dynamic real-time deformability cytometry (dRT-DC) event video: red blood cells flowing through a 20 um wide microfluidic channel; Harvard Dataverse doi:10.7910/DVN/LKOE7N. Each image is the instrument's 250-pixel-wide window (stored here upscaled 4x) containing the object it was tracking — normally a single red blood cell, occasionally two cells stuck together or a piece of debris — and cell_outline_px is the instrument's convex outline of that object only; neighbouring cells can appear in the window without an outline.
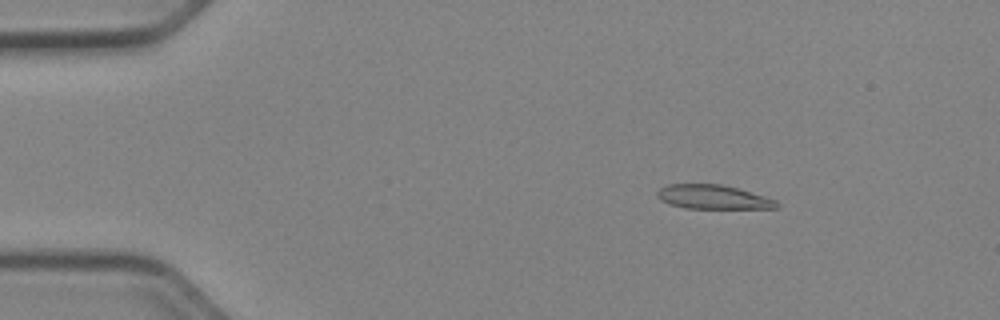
{"species": "Egyptian fruit bat (a non-hibernating species)", "species_latin": "Rousettus aegyptiacus", "temperature_condition": "cold", "stored_images_in_passage": 48, "camera_frame_rate_fps": 3000, "um_per_image_px": 0.085, "animal": {"sex": "female"}, "frame": {"image": 1, "passage_image": 4, "time_ms": 1.0, "image_size_px": [1000, 320], "cell_outline_px": [[780, 204], [776, 208], [684, 208], [668, 204], [660, 200], [656, 196], [656, 192], [660, 188], [668, 184], [720, 184], [736, 188], [776, 200]], "centroid_in_image_um": [60.54, 16.75], "position_along_channel_um": 24.5, "area_um2": 16.65}}
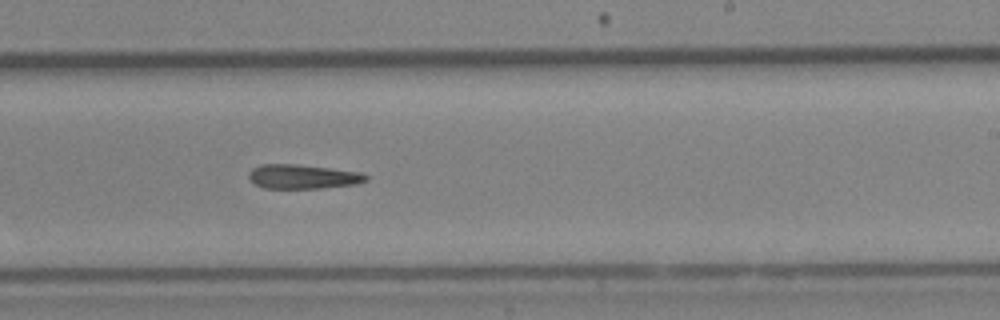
{"frame": {"image": 2, "passage_image": 28, "time_ms": 9.0, "image_size_px": [1000, 320], "cell_outline_px": [[368, 180], [356, 184], [320, 188], [264, 188], [248, 180], [248, 172], [252, 168], [260, 164], [296, 164], [360, 172], [368, 176]], "centroid_in_image_um": [25.69, 15.01], "position_along_channel_um": 263.3, "area_um2": 16.59}}
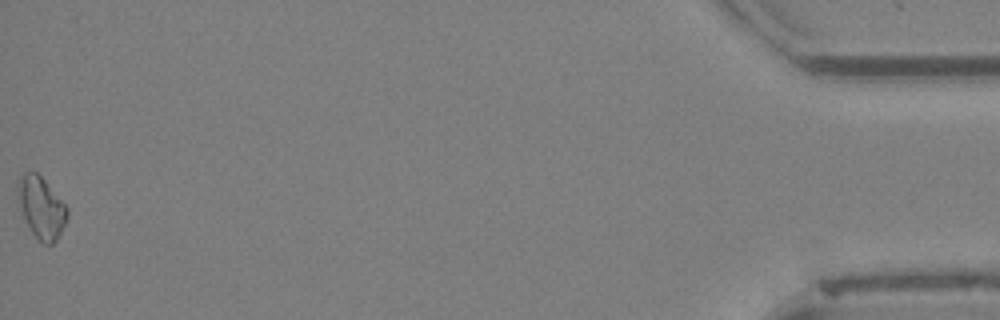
{"frame": {"image": 3, "passage_image": 48, "time_ms": 15.667, "image_size_px": [1000, 320], "cell_outline_px": [[68, 216], [56, 240], [52, 244], [44, 244], [32, 232], [20, 208], [16, 188], [20, 176], [24, 172], [36, 172], [44, 180], [68, 208]], "centroid_in_image_um": [3.5, 17.62], "position_along_channel_um": 431.7, "area_um2": 17.28}}